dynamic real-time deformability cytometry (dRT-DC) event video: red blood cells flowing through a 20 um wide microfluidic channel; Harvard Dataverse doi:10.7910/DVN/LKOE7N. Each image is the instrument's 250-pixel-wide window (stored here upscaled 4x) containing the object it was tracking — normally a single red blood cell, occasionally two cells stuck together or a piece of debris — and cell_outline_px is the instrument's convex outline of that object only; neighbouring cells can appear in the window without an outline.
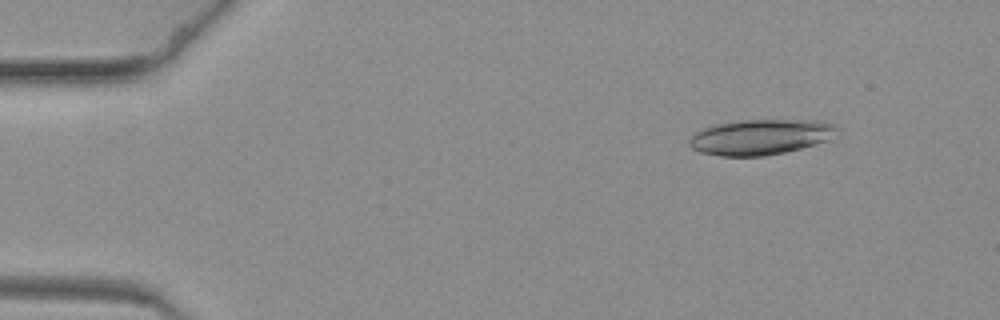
{"species": "common noctule bat (a hibernating species)", "species_latin": "Nyctalus noctula", "temperature_condition": "warm", "stored_images_in_passage": 62, "camera_frame_rate_fps": 3000, "um_per_image_px": 0.085, "animal": {"sex": "female", "body_mass_g": 19.3, "forearm_length_mm": 54.1}, "frame": {"image": 1, "passage_image": 7, "time_ms": 2.0, "image_size_px": [1000, 320], "cell_outline_px": [[836, 128], [828, 140], [816, 144], [784, 152], [764, 156], [720, 156], [700, 152], [692, 148], [688, 144], [688, 140], [696, 132], [704, 128], [716, 124], [744, 120], [824, 120], [836, 124]], "centroid_in_image_um": [64.63, 11.64], "position_along_channel_um": 20.4, "area_um2": 30.35}}